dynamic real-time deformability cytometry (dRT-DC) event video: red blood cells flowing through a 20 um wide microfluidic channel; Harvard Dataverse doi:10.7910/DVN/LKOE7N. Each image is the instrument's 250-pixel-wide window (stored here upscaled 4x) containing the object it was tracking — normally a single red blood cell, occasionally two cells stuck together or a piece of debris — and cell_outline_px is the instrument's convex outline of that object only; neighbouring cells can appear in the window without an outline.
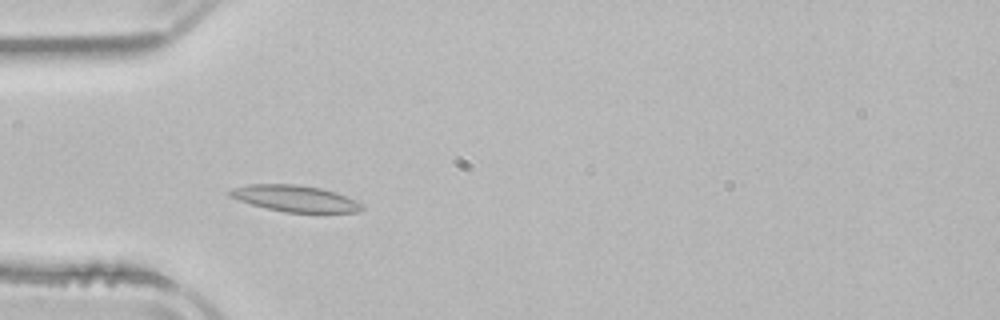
{"species": "common noctule bat (a hibernating species)", "species_latin": "Nyctalus noctula", "temperature_condition": "room temperature", "stored_images_in_passage": 5, "camera_frame_rate_fps": 3000, "um_per_image_px": 0.085, "animal": {"sex": "male", "body_mass_g": 21.5, "forearm_length_mm": 52.0}, "frame": {"image": 1, "passage_image": 3, "time_ms": 2.333, "image_size_px": [1000, 320], "cell_outline_px": [[364, 208], [356, 212], [284, 212], [252, 204], [228, 196], [228, 192], [232, 188], [248, 184], [296, 184], [320, 188], [336, 192], [356, 200], [364, 204]], "centroid_in_image_um": [25.09, 16.86], "position_along_channel_um": 59.9, "area_um2": 20.17}}
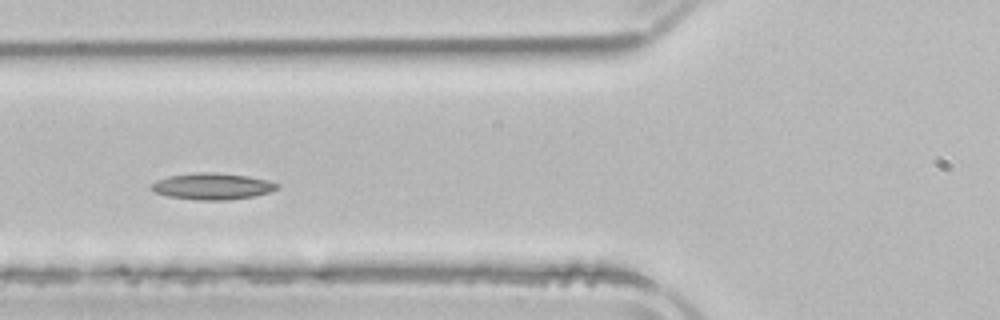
{"frame": {"image": 2, "passage_image": 4, "time_ms": 3.667, "image_size_px": [1000, 320], "cell_outline_px": [[280, 188], [272, 192], [252, 196], [228, 200], [196, 200], [168, 196], [152, 192], [148, 188], [156, 180], [168, 176], [200, 172], [216, 172], [248, 176], [268, 180], [280, 184]], "centroid_in_image_um": [18.05, 15.83], "position_along_channel_um": 107.8, "area_um2": 19.65}}
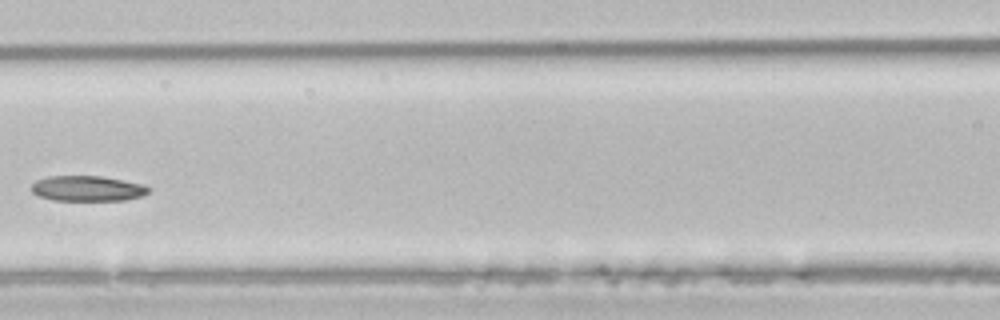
{"frame": {"image": 3, "passage_image": 5, "time_ms": 5.0, "image_size_px": [1000, 320], "cell_outline_px": [[152, 188], [148, 192], [140, 196], [124, 200], [52, 200], [40, 196], [32, 192], [32, 184], [36, 180], [48, 176], [100, 176], [144, 184]], "centroid_in_image_um": [7.44, 16.01], "position_along_channel_um": 159.2, "area_um2": 17.22}}